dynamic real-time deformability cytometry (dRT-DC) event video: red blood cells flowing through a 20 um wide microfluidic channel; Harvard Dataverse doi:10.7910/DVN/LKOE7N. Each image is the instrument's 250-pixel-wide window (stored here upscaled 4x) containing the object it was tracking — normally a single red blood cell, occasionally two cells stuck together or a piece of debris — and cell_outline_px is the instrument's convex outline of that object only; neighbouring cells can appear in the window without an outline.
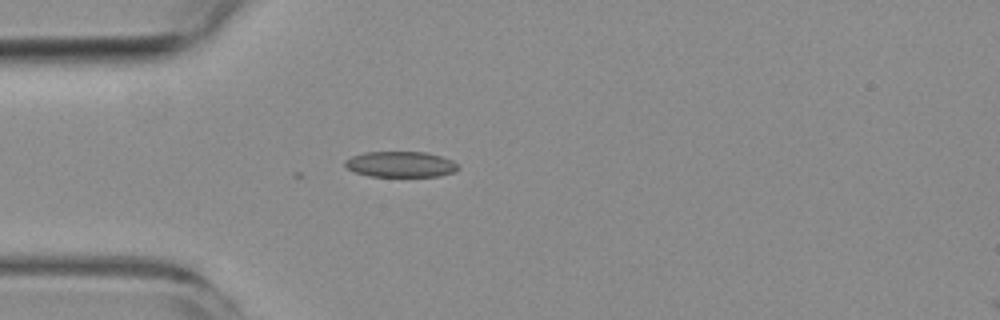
{"species": "common noctule bat (a hibernating species)", "species_latin": "Nyctalus noctula", "temperature_condition": "room temperature", "stored_images_in_passage": 4, "camera_frame_rate_fps": 3000, "um_per_image_px": 0.085, "animal": {"sex": "female", "body_mass_g": 19.3, "forearm_length_mm": 54.1}, "frame": {"image": 1, "passage_image": 4, "time_ms": 3.333, "image_size_px": [1000, 320], "cell_outline_px": [[460, 168], [456, 172], [440, 176], [368, 176], [356, 172], [348, 168], [344, 164], [344, 160], [352, 156], [364, 152], [424, 152], [440, 156], [452, 160]], "centroid_in_image_um": [34.06, 13.97], "position_along_channel_um": 50.9, "area_um2": 16.94}}